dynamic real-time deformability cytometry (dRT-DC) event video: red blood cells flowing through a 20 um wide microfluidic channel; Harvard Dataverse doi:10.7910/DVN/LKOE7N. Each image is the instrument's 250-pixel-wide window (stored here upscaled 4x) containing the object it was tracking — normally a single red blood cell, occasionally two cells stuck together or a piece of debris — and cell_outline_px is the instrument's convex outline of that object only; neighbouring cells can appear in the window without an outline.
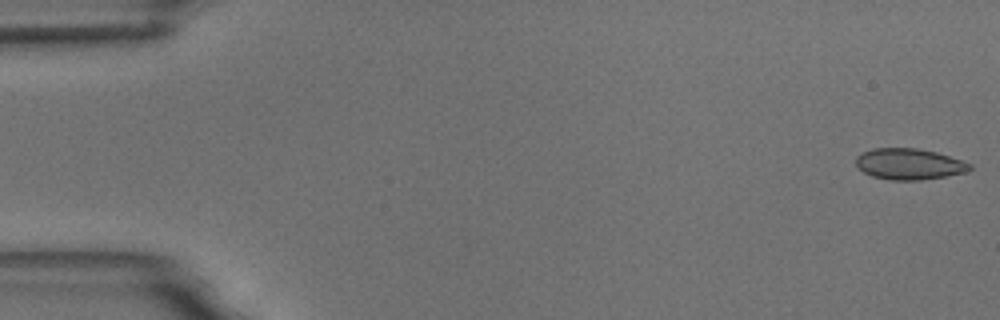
{"species": "common noctule bat (a hibernating species)", "species_latin": "Nyctalus noctula", "temperature_condition": "room temperature", "stored_images_in_passage": 17, "camera_frame_rate_fps": 3000, "um_per_image_px": 0.085, "animal": {"sex": "male", "body_mass_g": 18.8}, "frame": {"image": 1, "passage_image": 1, "time_ms": 0.0, "image_size_px": [1000, 320], "cell_outline_px": [[972, 168], [964, 172], [948, 176], [920, 180], [892, 180], [872, 176], [864, 172], [856, 164], [856, 156], [860, 152], [872, 148], [916, 148], [936, 152], [972, 164]], "centroid_in_image_um": [77.25, 13.94], "position_along_channel_um": 7.7, "area_um2": 20.58}}
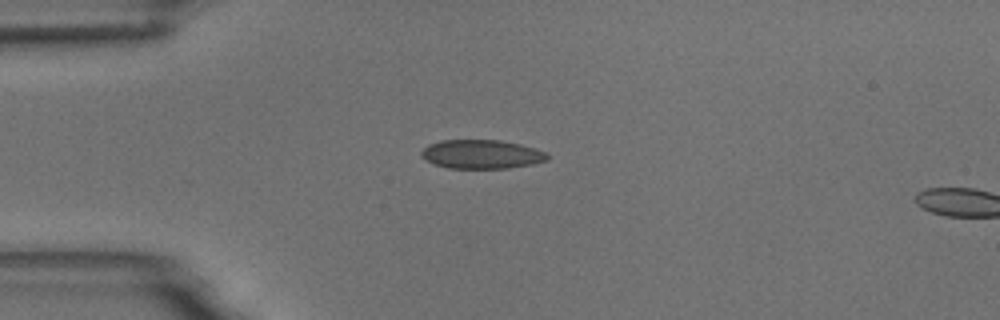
{"frame": {"image": 2, "passage_image": 14, "time_ms": 4.333, "image_size_px": [1000, 320], "cell_outline_px": [[548, 160], [532, 164], [508, 168], [448, 168], [436, 164], [420, 156], [420, 152], [428, 144], [440, 140], [500, 140], [520, 144], [536, 148], [548, 152]], "centroid_in_image_um": [40.96, 13.1], "position_along_channel_um": 44.0, "area_um2": 21.27}}